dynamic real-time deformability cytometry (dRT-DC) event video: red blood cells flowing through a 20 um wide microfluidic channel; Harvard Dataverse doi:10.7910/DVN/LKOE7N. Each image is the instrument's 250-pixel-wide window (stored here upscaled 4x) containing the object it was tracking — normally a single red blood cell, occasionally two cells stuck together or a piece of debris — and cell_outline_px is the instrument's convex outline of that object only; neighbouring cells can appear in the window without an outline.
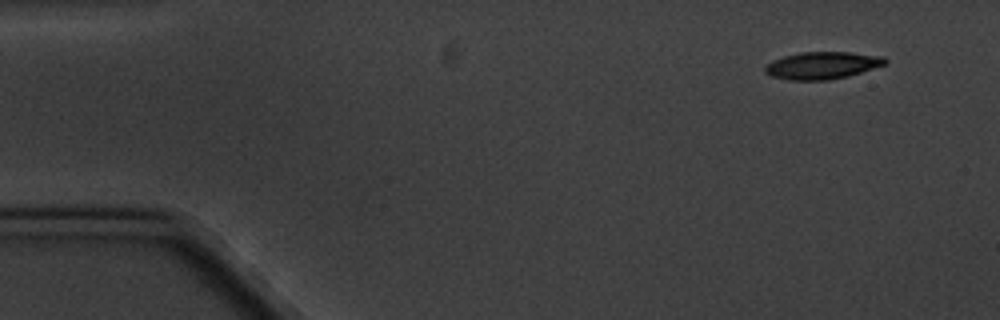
{"species": "common noctule bat (a hibernating species)", "species_latin": "Nyctalus noctula", "temperature_condition": "cold", "stored_images_in_passage": 5, "camera_frame_rate_fps": 3000, "um_per_image_px": 0.085, "animal": {"sex": "male", "body_mass_g": 20.1, "forearm_length_mm": 53.5}, "frame": {"image": 1, "passage_image": 1, "time_ms": 0.0, "image_size_px": [1000, 320], "cell_outline_px": [[888, 60], [884, 64], [848, 76], [828, 80], [788, 80], [772, 76], [764, 72], [764, 64], [772, 60], [784, 56], [800, 52], [852, 52], [884, 56]], "centroid_in_image_um": [69.84, 5.55], "position_along_channel_um": 15.2, "area_um2": 19.13}}
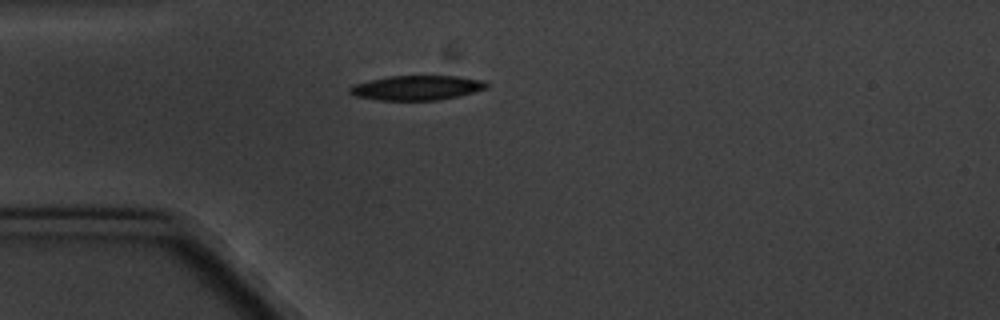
{"frame": {"image": 2, "passage_image": 4, "time_ms": 3.667, "image_size_px": [1000, 320], "cell_outline_px": [[488, 88], [460, 96], [436, 100], [376, 100], [356, 96], [348, 92], [348, 88], [352, 84], [368, 80], [388, 76], [460, 76], [484, 80], [488, 84]], "centroid_in_image_um": [35.42, 7.46], "position_along_channel_um": 49.6, "area_um2": 19.88}}